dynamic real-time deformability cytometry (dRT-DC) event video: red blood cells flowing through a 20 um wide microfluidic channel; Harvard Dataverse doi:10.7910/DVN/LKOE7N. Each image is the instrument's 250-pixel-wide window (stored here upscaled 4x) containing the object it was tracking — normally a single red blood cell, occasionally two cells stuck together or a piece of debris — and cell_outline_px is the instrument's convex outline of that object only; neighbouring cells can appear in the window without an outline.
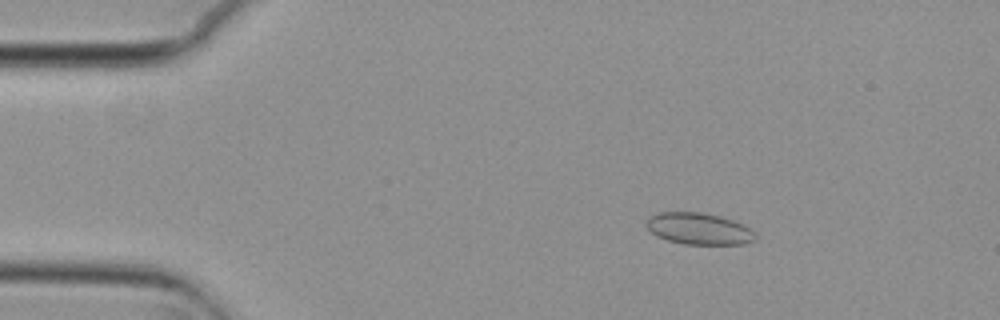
{"species": "common noctule bat (a hibernating species)", "species_latin": "Nyctalus noctula", "temperature_condition": "cold", "stored_images_in_passage": 55, "camera_frame_rate_fps": 3000, "um_per_image_px": 0.085, "animal": {"sex": "female", "body_mass_g": 29.2, "forearm_length_mm": 56.3}, "frame": {"image": 1, "passage_image": 9, "time_ms": 2.667, "image_size_px": [1000, 320], "cell_outline_px": [[756, 240], [744, 244], [684, 244], [668, 240], [656, 236], [644, 224], [648, 216], [660, 212], [700, 212], [720, 216], [744, 224], [756, 232]], "centroid_in_image_um": [59.41, 19.44], "position_along_channel_um": 25.6, "area_um2": 20.29}}
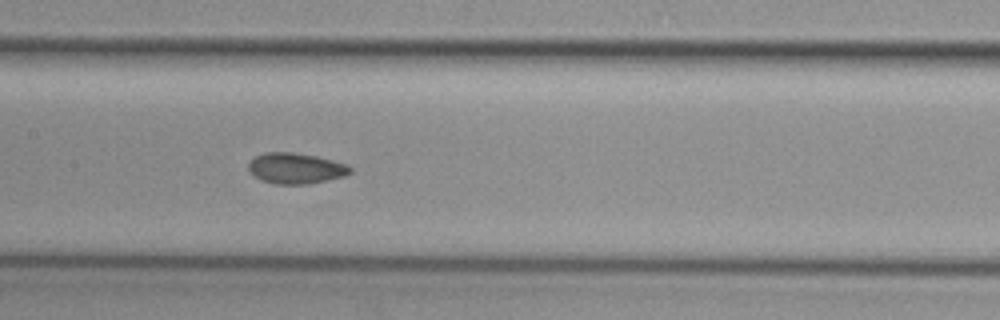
{"frame": {"image": 2, "passage_image": 27, "time_ms": 8.667, "image_size_px": [1000, 320], "cell_outline_px": [[352, 172], [344, 176], [308, 184], [276, 184], [260, 180], [248, 168], [248, 164], [256, 156], [264, 152], [292, 152], [316, 156], [332, 160], [344, 164], [352, 168]], "centroid_in_image_um": [25.14, 14.3], "position_along_channel_um": 182.3, "area_um2": 18.03}}
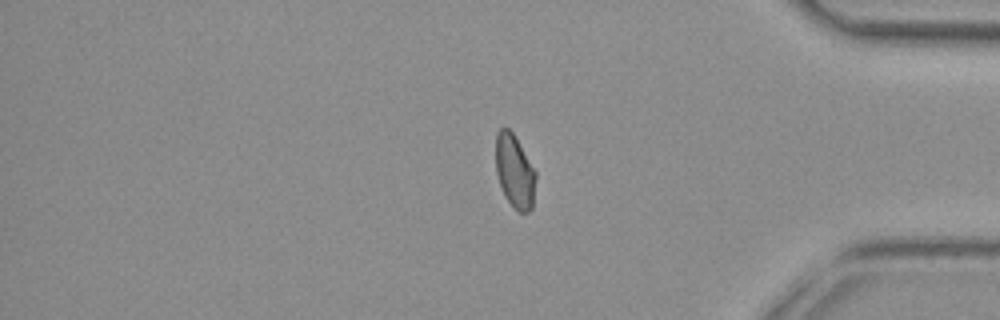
{"frame": {"image": 3, "passage_image": 46, "time_ms": 15.0, "image_size_px": [1000, 320], "cell_outline_px": [[536, 180], [532, 208], [528, 212], [516, 212], [504, 196], [496, 172], [496, 132], [500, 128], [508, 128], [512, 132], [536, 172]], "centroid_in_image_um": [43.74, 14.6], "position_along_channel_um": 391.5, "area_um2": 17.11}, "authors_computed_cell_mechanics": {"area_um2": 18.0336, "velocity_mm_per_s": 3.7189, "shape_relaxation_time_tau1_ms": 9.114, "shape_relaxation_time_tau2_ms": 1.3523, "deformation_change_tau1": 0.0878, "deformation_change_tau2": 0.0511}}